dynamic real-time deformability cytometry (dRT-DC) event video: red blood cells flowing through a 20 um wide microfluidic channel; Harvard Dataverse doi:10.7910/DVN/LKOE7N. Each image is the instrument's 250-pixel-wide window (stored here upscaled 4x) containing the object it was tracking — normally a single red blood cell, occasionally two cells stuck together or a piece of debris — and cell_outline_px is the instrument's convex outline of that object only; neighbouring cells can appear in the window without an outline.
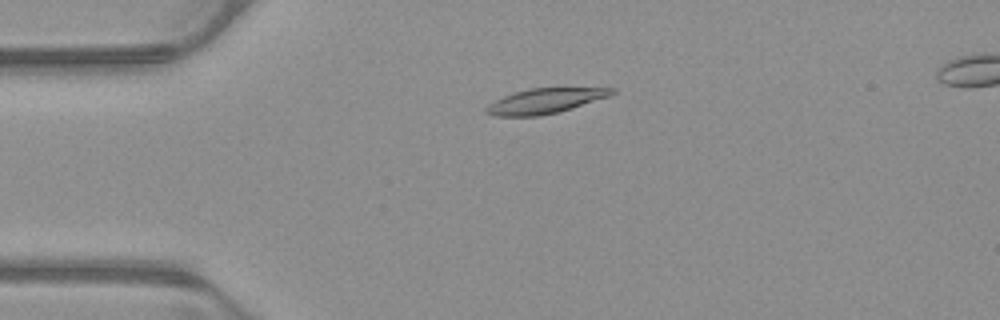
{"species": "common noctule bat (a hibernating species)", "species_latin": "Nyctalus noctula", "temperature_condition": "warm", "stored_images_in_passage": 55, "segment_of_instrument_passage": [1, 2], "camera_frame_rate_fps": 3000, "um_per_image_px": 0.085, "animal": {"sex": "male", "body_mass_g": 23.1, "forearm_length_mm": 52.7}, "frame": {"image": 1, "passage_image": 13, "time_ms": 4.0, "image_size_px": [1000, 320], "cell_outline_px": [[616, 92], [608, 96], [572, 108], [540, 116], [496, 116], [484, 112], [484, 108], [488, 104], [512, 92], [528, 88], [616, 88]], "centroid_in_image_um": [46.27, 8.58], "position_along_channel_um": 38.7, "area_um2": 18.21}}
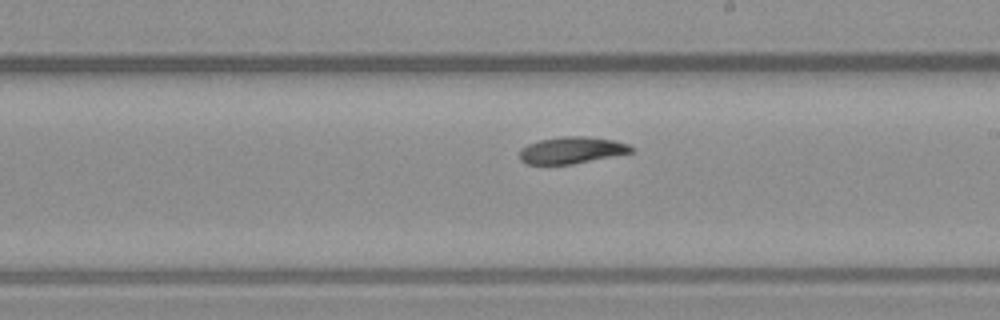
{"frame": {"image": 2, "passage_image": 31, "time_ms": 10.0, "image_size_px": [1000, 320], "cell_outline_px": [[636, 148], [632, 152], [572, 164], [524, 164], [520, 160], [520, 148], [528, 144], [540, 140], [564, 136], [588, 136], [612, 140], [628, 144]], "centroid_in_image_um": [48.58, 12.76], "position_along_channel_um": 240.4, "area_um2": 17.34}}
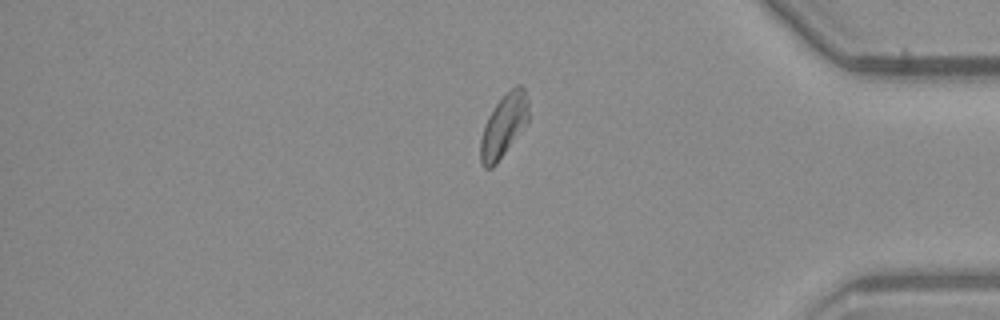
{"frame": {"image": 3, "passage_image": 45, "time_ms": 14.667, "image_size_px": [1000, 320], "cell_outline_px": [[528, 124], [496, 164], [492, 168], [484, 168], [480, 160], [480, 140], [484, 124], [488, 116], [496, 104], [516, 84], [520, 84], [524, 88], [528, 100]], "centroid_in_image_um": [42.82, 10.7], "position_along_channel_um": 392.4, "area_um2": 17.69}}